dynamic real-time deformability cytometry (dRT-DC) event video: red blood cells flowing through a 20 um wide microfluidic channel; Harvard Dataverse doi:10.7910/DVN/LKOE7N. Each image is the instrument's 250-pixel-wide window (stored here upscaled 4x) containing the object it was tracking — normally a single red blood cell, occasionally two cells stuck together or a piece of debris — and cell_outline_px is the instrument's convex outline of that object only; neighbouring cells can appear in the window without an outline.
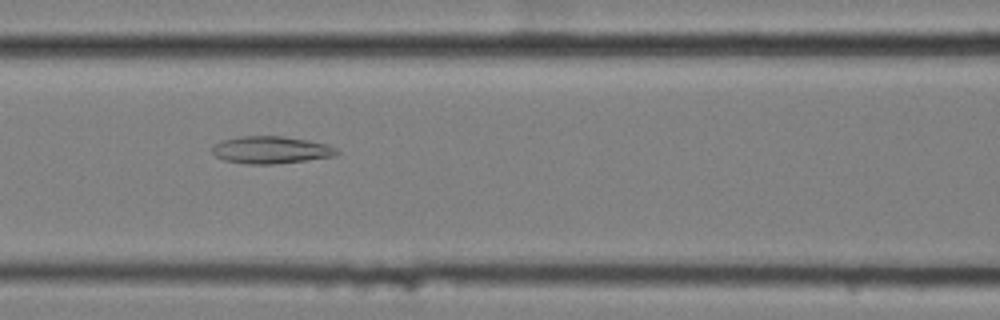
{"species": "common noctule bat (a hibernating species)", "species_latin": "Nyctalus noctula", "temperature_condition": "cold", "stored_images_in_passage": 57, "camera_frame_rate_fps": 3000, "um_per_image_px": 0.085, "animal": {"sex": "female", "body_mass_g": 25.1}, "frame": {"image": 1, "passage_image": 25, "time_ms": 8.0, "image_size_px": [1000, 320], "cell_outline_px": [[340, 152], [336, 156], [272, 164], [244, 164], [224, 160], [216, 156], [212, 152], [212, 148], [220, 140], [240, 136], [284, 136], [308, 140], [328, 144], [336, 148]], "centroid_in_image_um": [23.03, 12.73], "position_along_channel_um": 143.6, "area_um2": 19.88}}
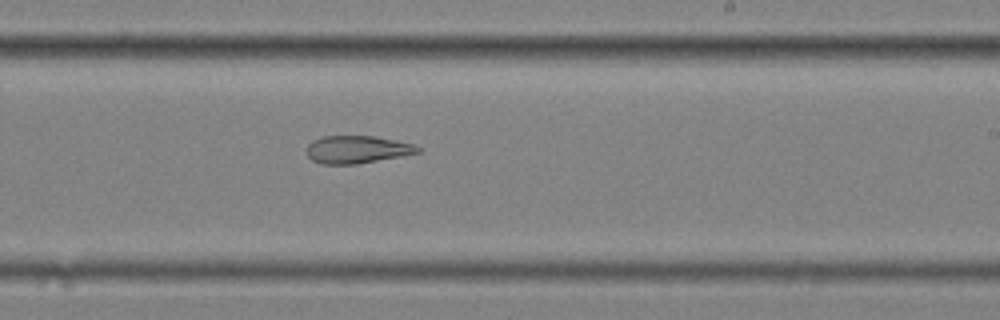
{"frame": {"image": 2, "passage_image": 35, "time_ms": 11.333, "image_size_px": [1000, 320], "cell_outline_px": [[420, 152], [400, 156], [356, 164], [320, 164], [312, 160], [308, 156], [308, 144], [312, 140], [324, 136], [372, 136], [412, 144], [420, 148]], "centroid_in_image_um": [30.3, 12.71], "position_along_channel_um": 258.7, "area_um2": 17.57}}
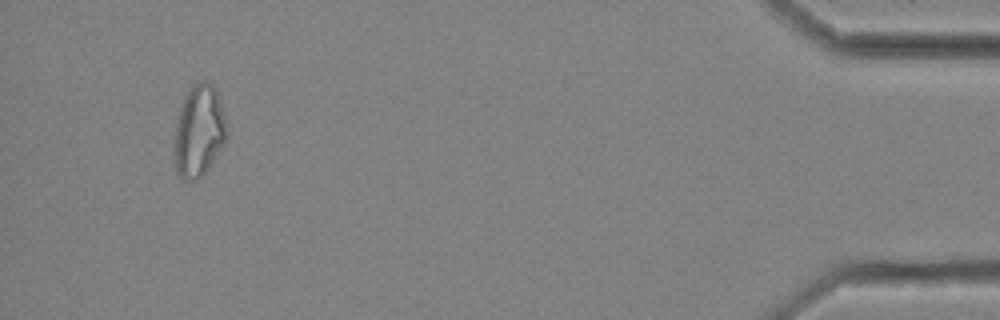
{"frame": {"image": 3, "passage_image": 55, "time_ms": 18.0, "image_size_px": [1000, 320], "cell_outline_px": [[224, 144], [208, 168], [196, 180], [180, 180], [176, 172], [172, 152], [172, 140], [176, 120], [180, 104], [184, 96], [192, 84], [200, 80], [208, 80], [216, 88], [220, 100], [224, 116]], "centroid_in_image_um": [16.82, 11.13], "position_along_channel_um": 418.4, "area_um2": 28.55}}